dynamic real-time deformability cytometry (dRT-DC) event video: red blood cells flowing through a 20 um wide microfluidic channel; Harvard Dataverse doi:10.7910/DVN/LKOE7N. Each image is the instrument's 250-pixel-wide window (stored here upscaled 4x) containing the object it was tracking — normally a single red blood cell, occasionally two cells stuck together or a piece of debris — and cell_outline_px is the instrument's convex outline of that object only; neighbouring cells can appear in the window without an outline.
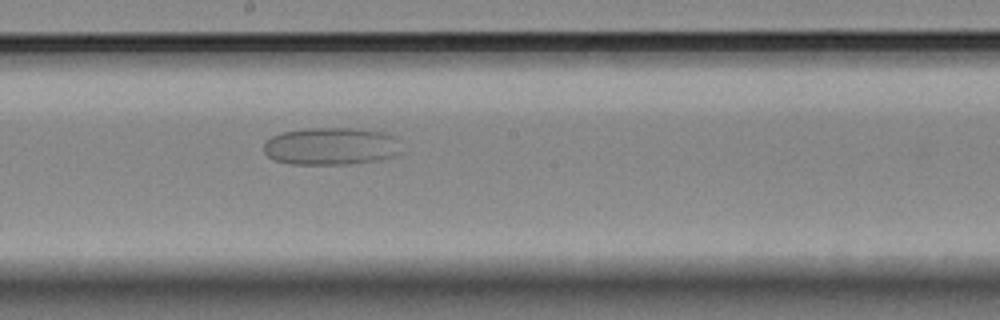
{"species": "Egyptian fruit bat (a non-hibernating species)", "species_latin": "Rousettus aegyptiacus", "temperature_condition": "room temperature", "stored_images_in_passage": 20, "camera_frame_rate_fps": 3000, "um_per_image_px": 0.085, "animal": {"sex": "female"}, "frame": {"image": 1, "passage_image": 17, "time_ms": 5.333, "image_size_px": [1000, 320], "cell_outline_px": [[404, 152], [396, 156], [380, 160], [348, 164], [292, 164], [276, 160], [268, 156], [264, 152], [264, 144], [272, 136], [280, 132], [304, 128], [356, 128], [384, 132], [396, 136]], "centroid_in_image_um": [28.21, 12.42], "position_along_channel_um": 220.0, "area_um2": 30.58}}